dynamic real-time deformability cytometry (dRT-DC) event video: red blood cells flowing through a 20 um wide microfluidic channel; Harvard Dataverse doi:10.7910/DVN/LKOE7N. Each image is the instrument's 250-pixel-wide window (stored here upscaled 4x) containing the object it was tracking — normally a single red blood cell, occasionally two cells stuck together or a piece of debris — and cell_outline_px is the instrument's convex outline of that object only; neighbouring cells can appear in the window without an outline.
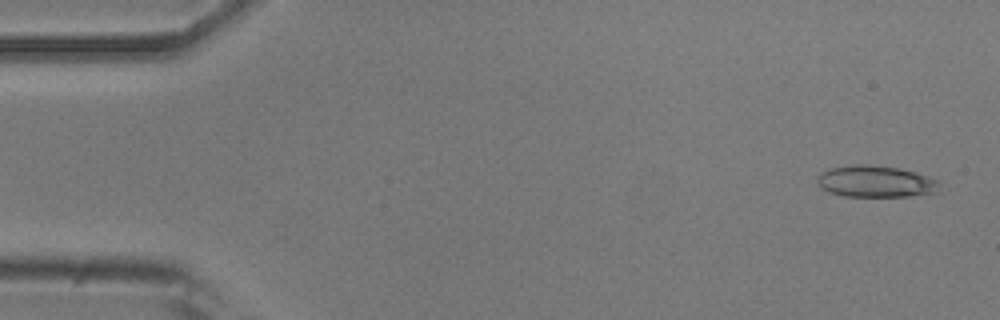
{"species": "common noctule bat (a hibernating species)", "species_latin": "Nyctalus noctula", "temperature_condition": "room temperature", "stored_images_in_passage": 12, "camera_frame_rate_fps": 3000, "um_per_image_px": 0.085, "animal": {"sex": "male", "body_mass_g": 20.5, "forearm_length_mm": 52.5}, "frame": {"image": 1, "passage_image": 2, "time_ms": 0.333, "image_size_px": [1000, 320], "cell_outline_px": [[940, 192], [908, 196], [844, 196], [832, 192], [824, 188], [816, 180], [820, 172], [832, 168], [856, 164], [860, 164], [900, 168], [916, 172], [940, 180]], "centroid_in_image_um": [74.52, 15.42], "position_along_channel_um": 10.5, "area_um2": 22.43}}